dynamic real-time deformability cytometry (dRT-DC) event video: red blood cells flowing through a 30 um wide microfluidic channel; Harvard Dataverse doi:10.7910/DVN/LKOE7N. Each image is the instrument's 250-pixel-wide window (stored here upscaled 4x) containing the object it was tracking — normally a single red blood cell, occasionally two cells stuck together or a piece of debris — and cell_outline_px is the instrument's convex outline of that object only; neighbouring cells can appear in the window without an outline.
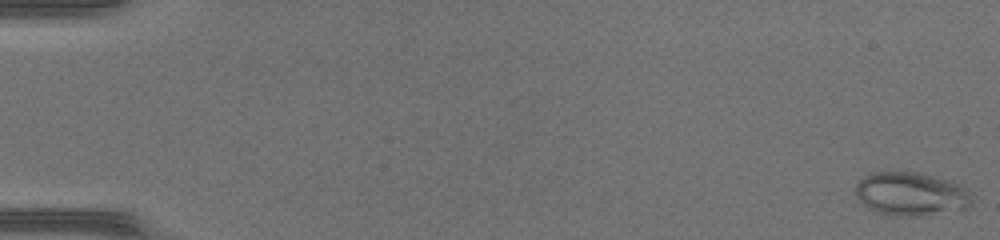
{"species": "common noctule bat (a hibernating species)", "species_latin": "Nyctalus noctula", "temperature_condition": "warm", "stored_images_in_passage": 49, "camera_frame_rate_fps": 3000, "um_per_image_px": 0.085, "animal": {"sex": "female", "body_mass_g": 17.0, "forearm_length_mm": 48.0}, "frame": {"image": 1, "passage_image": 1, "time_ms": 0.0, "image_size_px": [1000, 240], "cell_outline_px": [[968, 204], [964, 208], [908, 216], [900, 216], [880, 212], [868, 208], [856, 196], [856, 184], [864, 176], [872, 172], [916, 172], [948, 180], [960, 184], [968, 188]], "centroid_in_image_um": [77.36, 16.45], "position_along_channel_um": 7.6, "area_um2": 28.5}}
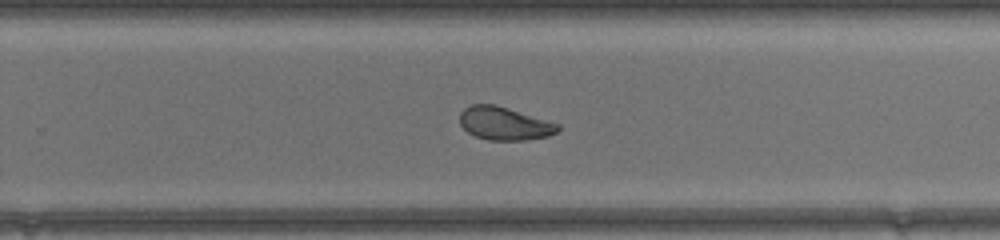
{"frame": {"image": 2, "passage_image": 33, "time_ms": 10.667, "image_size_px": [1000, 240], "cell_outline_px": [[560, 128], [556, 132], [548, 136], [524, 140], [488, 140], [476, 136], [468, 132], [460, 124], [460, 112], [464, 108], [472, 104], [492, 104], [508, 108], [560, 124]], "centroid_in_image_um": [42.86, 10.49], "position_along_channel_um": 286.9, "area_um2": 18.79}}
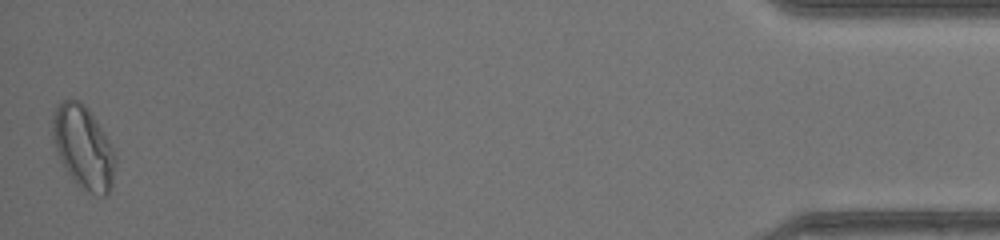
{"frame": {"image": 3, "passage_image": 49, "time_ms": 16.0, "image_size_px": [1000, 240], "cell_outline_px": [[116, 160], [112, 188], [104, 196], [96, 196], [88, 192], [76, 184], [60, 160], [52, 136], [52, 112], [60, 100], [80, 100], [88, 108], [112, 148]], "centroid_in_image_um": [7.07, 12.53], "position_along_channel_um": 428.1, "area_um2": 30.17}, "authors_computed_cell_mechanics": {"area_um2": 23.5824, "velocity_mm_per_s": 4.304, "shape_relaxation_time_tau1_ms": 6.0121, "shape_relaxation_time_tau2_ms": 1.4735, "deformation_change_tau1": 0.1389, "deformation_change_tau2": 0.0558}}